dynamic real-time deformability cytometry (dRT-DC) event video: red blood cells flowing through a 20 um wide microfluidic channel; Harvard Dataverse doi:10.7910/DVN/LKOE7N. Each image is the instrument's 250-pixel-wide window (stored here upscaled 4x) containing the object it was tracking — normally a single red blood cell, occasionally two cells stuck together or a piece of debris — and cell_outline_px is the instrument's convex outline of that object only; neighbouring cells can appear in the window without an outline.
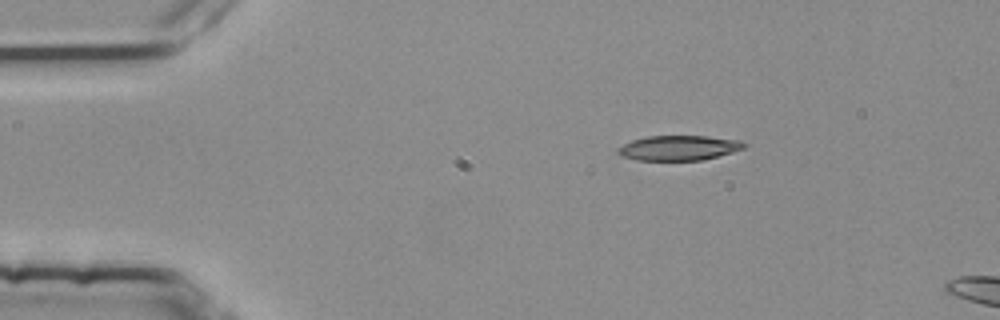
{"species": "common noctule bat (a hibernating species)", "species_latin": "Nyctalus noctula", "temperature_condition": "room temperature", "stored_images_in_passage": 2, "camera_frame_rate_fps": 3000, "um_per_image_px": 0.085, "animal": {"sex": "female", "body_mass_g": 25.1}, "frame": {"image": 1, "passage_image": 1, "time_ms": 0.0, "image_size_px": [1000, 320], "cell_outline_px": [[744, 148], [732, 152], [704, 160], [636, 160], [620, 156], [616, 152], [616, 148], [632, 140], [648, 136], [708, 136], [740, 140], [744, 144]], "centroid_in_image_um": [57.65, 12.57], "position_along_channel_um": 27.4, "area_um2": 18.32}}